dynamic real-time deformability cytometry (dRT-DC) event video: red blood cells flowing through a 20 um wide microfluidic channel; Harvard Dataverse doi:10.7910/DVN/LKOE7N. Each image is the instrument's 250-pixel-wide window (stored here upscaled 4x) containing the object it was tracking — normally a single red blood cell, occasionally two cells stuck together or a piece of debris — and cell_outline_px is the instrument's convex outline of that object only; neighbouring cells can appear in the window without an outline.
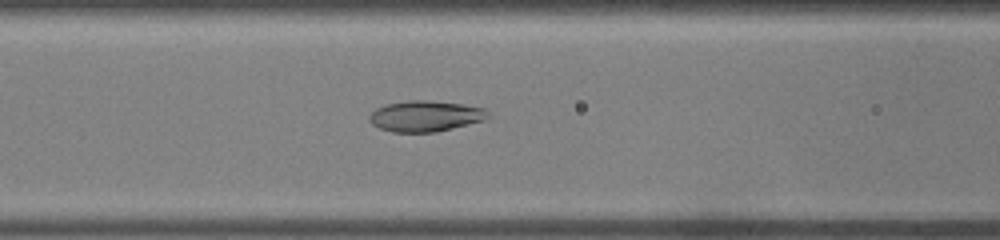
{"species": "common noctule bat (a hibernating species)", "species_latin": "Nyctalus noctula", "temperature_condition": "warm", "stored_images_in_passage": 37, "camera_frame_rate_fps": 3000, "um_per_image_px": 0.085, "animal": {"sex": "male", "body_mass_g": 19.0, "forearm_length_mm": 50.8}, "frame": {"image": 1, "passage_image": 15, "time_ms": 4.667, "image_size_px": [1000, 240], "cell_outline_px": [[488, 116], [484, 120], [436, 132], [392, 132], [380, 128], [372, 124], [368, 120], [368, 116], [376, 108], [388, 104], [408, 100], [424, 100], [464, 104], [488, 108]], "centroid_in_image_um": [36.16, 9.86], "position_along_channel_um": 130.4, "area_um2": 21.33}}
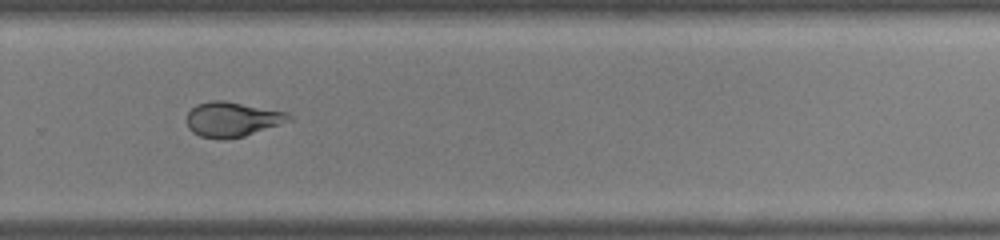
{"frame": {"image": 2, "passage_image": 25, "time_ms": 8.0, "image_size_px": [1000, 240], "cell_outline_px": [[292, 120], [244, 136], [224, 140], [220, 140], [200, 136], [192, 132], [188, 128], [188, 112], [196, 104], [212, 100], [224, 100], [288, 112], [292, 116]], "centroid_in_image_um": [19.74, 10.14], "position_along_channel_um": 310.1, "area_um2": 20.81}}
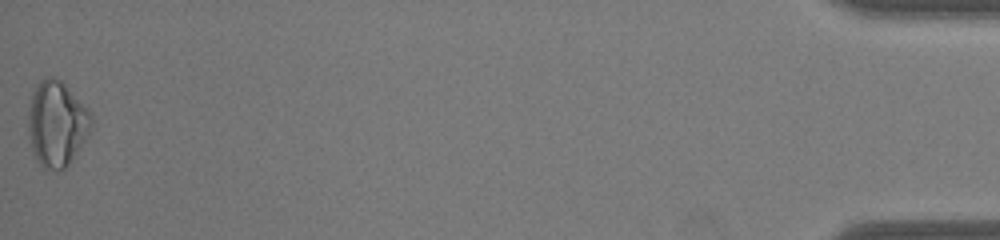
{"frame": {"image": 3, "passage_image": 37, "time_ms": 12.0, "image_size_px": [1000, 240], "cell_outline_px": [[92, 128], [68, 164], [64, 168], [44, 168], [40, 164], [32, 148], [28, 128], [28, 112], [32, 96], [40, 80], [48, 76], [52, 76], [60, 80], [92, 112]], "centroid_in_image_um": [4.84, 10.47], "position_along_channel_um": 430.4, "area_um2": 30.69}}